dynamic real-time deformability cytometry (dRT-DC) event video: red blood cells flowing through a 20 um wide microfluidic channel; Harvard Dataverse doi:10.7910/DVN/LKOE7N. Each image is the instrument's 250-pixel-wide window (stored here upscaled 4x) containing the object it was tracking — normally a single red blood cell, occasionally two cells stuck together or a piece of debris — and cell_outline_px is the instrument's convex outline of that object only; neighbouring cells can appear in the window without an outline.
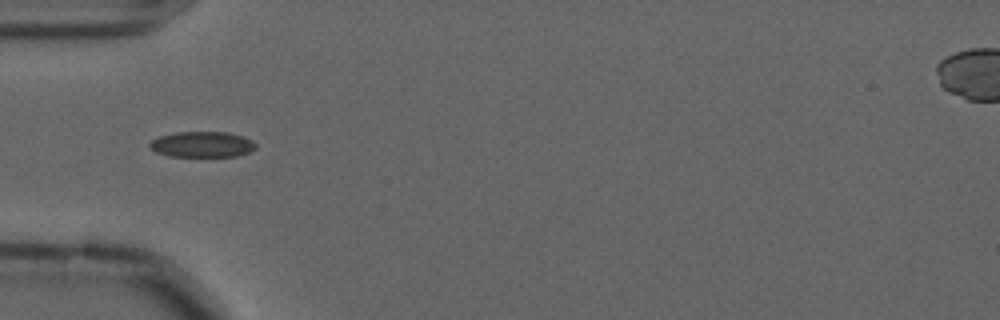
{"species": "common noctule bat (a hibernating species)", "species_latin": "Nyctalus noctula", "temperature_condition": "cold", "stored_images_in_passage": 35, "camera_frame_rate_fps": 3000, "um_per_image_px": 0.085, "animal": {"sex": "male", "forearm_length_mm": 52.5}, "frame": {"image": 1, "passage_image": 1, "time_ms": 0.0, "image_size_px": [1000, 320], "cell_outline_px": [[256, 148], [248, 152], [236, 156], [172, 156], [156, 152], [148, 144], [152, 140], [160, 136], [176, 132], [228, 132], [244, 136], [252, 140], [256, 144]], "centroid_in_image_um": [17.21, 12.26], "position_along_channel_um": 67.8, "area_um2": 15.78}}
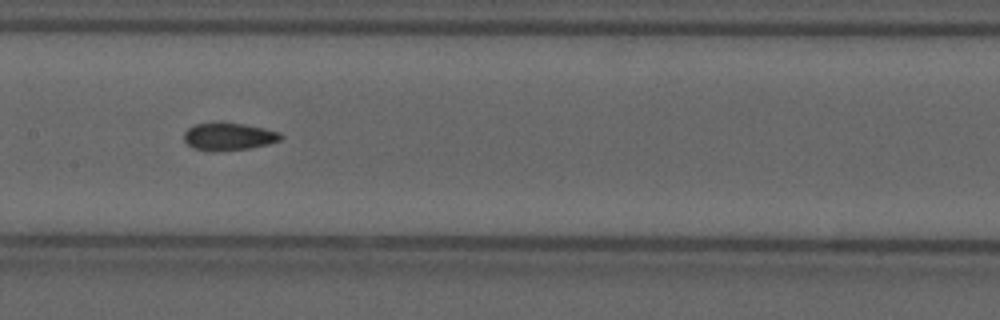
{"frame": {"image": 2, "passage_image": 11, "time_ms": 3.333, "image_size_px": [1000, 320], "cell_outline_px": [[284, 136], [280, 140], [268, 144], [248, 148], [216, 152], [212, 152], [192, 148], [184, 140], [184, 132], [192, 124], [216, 120], [244, 124], [264, 128], [280, 132]], "centroid_in_image_um": [19.39, 11.58], "position_along_channel_um": 188.0, "area_um2": 16.13}}
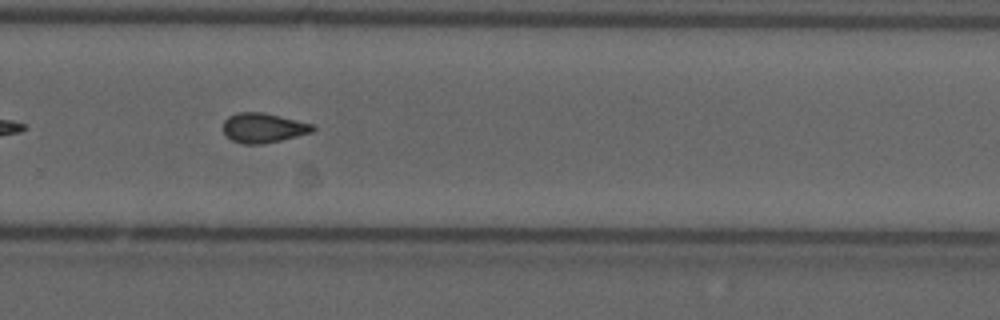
{"frame": {"image": 3, "passage_image": 21, "time_ms": 6.667, "image_size_px": [1000, 320], "cell_outline_px": [[316, 128], [312, 132], [264, 144], [244, 144], [232, 140], [224, 132], [224, 120], [228, 116], [236, 112], [264, 112], [312, 124]], "centroid_in_image_um": [22.36, 10.86], "position_along_channel_um": 307.4, "area_um2": 15.37}, "authors_computed_cell_mechanics": {"area_um2": 15.317, "velocity_mm_per_s": 3.6017, "shape_relaxation_time_tau1_ms": 8.4831, "shape_relaxation_time_tau2_ms": 2.8576, "deformation_change_tau1": 0.1402, "deformation_change_tau2": 0.098}}